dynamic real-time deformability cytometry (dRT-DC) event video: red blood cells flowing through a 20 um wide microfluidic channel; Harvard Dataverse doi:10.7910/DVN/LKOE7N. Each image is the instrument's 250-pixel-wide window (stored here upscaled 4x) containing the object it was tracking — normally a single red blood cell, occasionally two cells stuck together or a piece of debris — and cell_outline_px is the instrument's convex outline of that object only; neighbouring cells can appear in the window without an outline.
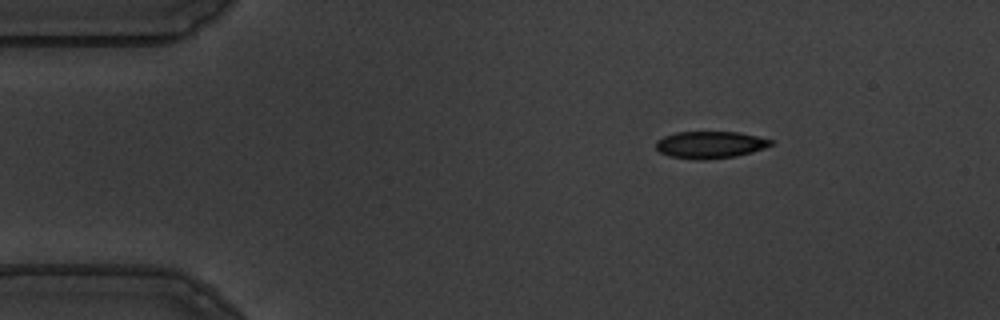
{"species": "common noctule bat (a hibernating species)", "species_latin": "Nyctalus noctula", "temperature_condition": "warm", "stored_images_in_passage": 48, "camera_frame_rate_fps": 3000, "um_per_image_px": 0.085, "animal": {"sex": "male", "body_mass_g": 19.5, "forearm_length_mm": 54.6}, "frame": {"image": 1, "passage_image": 1, "time_ms": 0.0, "image_size_px": [1000, 320], "cell_outline_px": [[772, 144], [764, 148], [752, 152], [736, 156], [704, 160], [696, 160], [668, 156], [660, 152], [656, 148], [656, 140], [664, 136], [676, 132], [740, 132], [772, 140]], "centroid_in_image_um": [60.33, 12.31], "position_along_channel_um": 24.7, "area_um2": 18.15}}
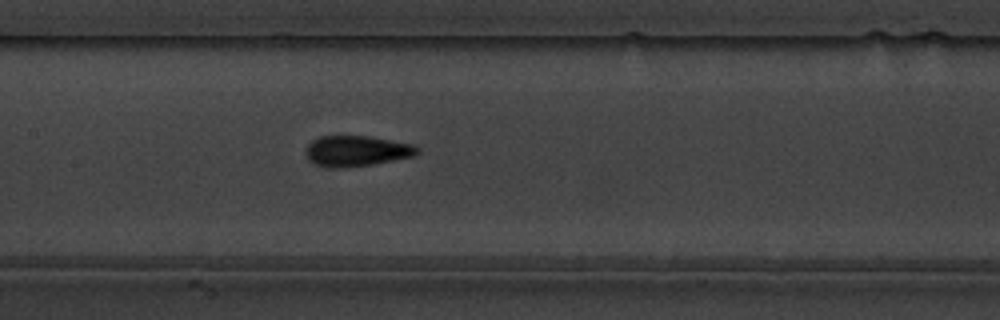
{"frame": {"image": 2, "passage_image": 19, "time_ms": 6.0, "image_size_px": [1000, 320], "cell_outline_px": [[420, 152], [416, 156], [344, 168], [336, 168], [312, 164], [308, 160], [304, 152], [304, 148], [312, 140], [320, 136], [368, 136], [412, 144], [420, 148]], "centroid_in_image_um": [30.27, 12.83], "position_along_channel_um": 177.1, "area_um2": 20.0}}
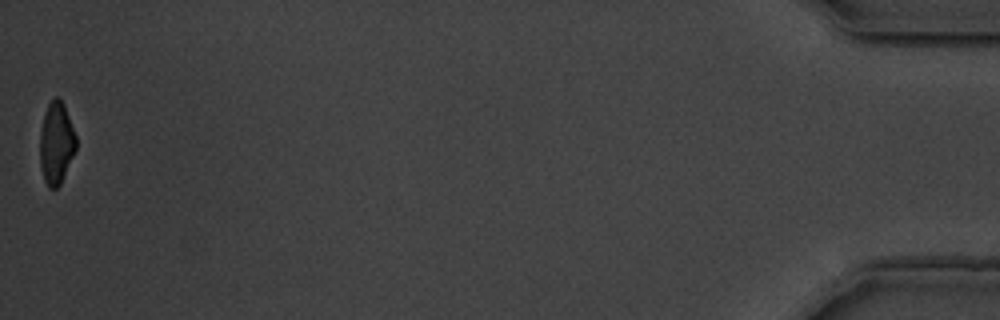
{"frame": {"image": 3, "passage_image": 48, "time_ms": 15.667, "image_size_px": [1000, 320], "cell_outline_px": [[76, 148], [60, 184], [56, 188], [48, 188], [44, 180], [40, 164], [40, 132], [44, 112], [48, 104], [56, 96], [60, 96], [64, 104], [76, 136]], "centroid_in_image_um": [4.77, 12.13], "position_along_channel_um": 430.4, "area_um2": 17.22}, "authors_computed_cell_mechanics": {"area_um2": 19.0162, "velocity_mm_per_s": 3.6315, "shape_relaxation_time_tau1_ms": 2.6974, "shape_relaxation_time_tau2_ms": 1.5026, "deformation_change_tau1": 0.1463, "deformation_change_tau2": 0.0707}}